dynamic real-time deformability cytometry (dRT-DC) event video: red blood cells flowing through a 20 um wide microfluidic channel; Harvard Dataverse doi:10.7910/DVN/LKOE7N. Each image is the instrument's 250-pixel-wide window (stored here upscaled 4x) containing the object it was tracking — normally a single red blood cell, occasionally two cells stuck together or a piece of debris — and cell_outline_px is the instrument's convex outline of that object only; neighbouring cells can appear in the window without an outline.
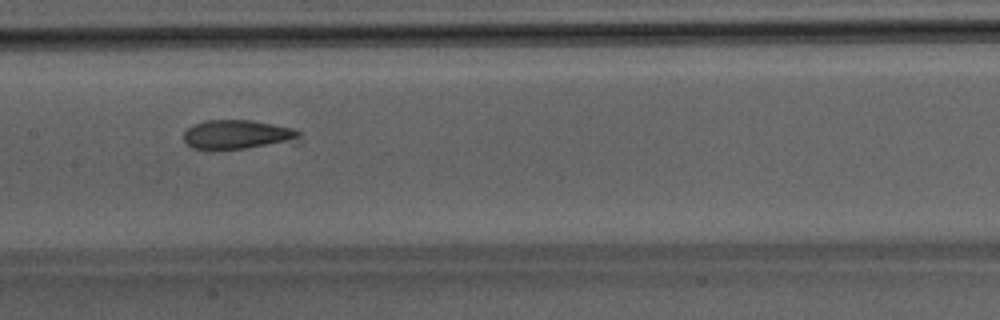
{"species": "Egyptian fruit bat (a non-hibernating species)", "species_latin": "Rousettus aegyptiacus", "temperature_condition": "room temperature", "stored_images_in_passage": 37, "camera_frame_rate_fps": 3000, "um_per_image_px": 0.085, "animal": {"sex": "male"}, "frame": {"image": 1, "passage_image": 13, "time_ms": 4.0, "image_size_px": [1000, 320], "cell_outline_px": [[300, 144], [244, 148], [192, 148], [184, 140], [184, 132], [192, 124], [204, 120], [252, 120], [292, 128], [300, 132]], "centroid_in_image_um": [20.32, 11.44], "position_along_channel_um": 187.1, "area_um2": 20.06}}
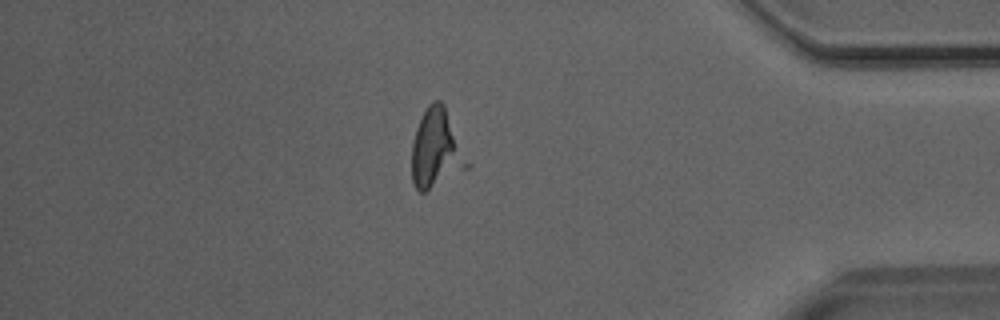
{"frame": {"image": 2, "passage_image": 30, "time_ms": 9.667, "image_size_px": [1000, 320], "cell_outline_px": [[452, 148], [428, 188], [424, 192], [420, 192], [412, 184], [412, 144], [416, 128], [428, 104], [432, 100], [440, 100], [444, 104], [452, 136]], "centroid_in_image_um": [36.59, 12.32], "position_along_channel_um": 398.6, "area_um2": 18.44}}
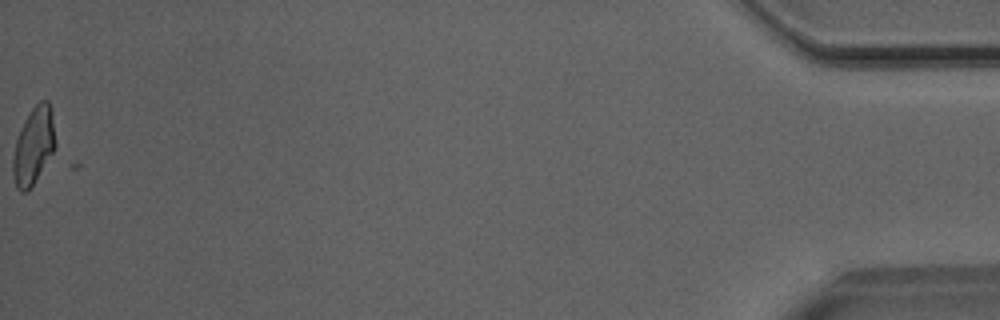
{"frame": {"image": 3, "passage_image": 37, "time_ms": 12.0, "image_size_px": [1000, 320], "cell_outline_px": [[56, 144], [52, 152], [32, 184], [24, 192], [20, 192], [16, 188], [12, 176], [12, 160], [16, 140], [24, 120], [28, 112], [40, 100], [48, 100], [52, 112], [56, 140]], "centroid_in_image_um": [2.83, 12.35], "position_along_channel_um": 432.4, "area_um2": 18.84}}